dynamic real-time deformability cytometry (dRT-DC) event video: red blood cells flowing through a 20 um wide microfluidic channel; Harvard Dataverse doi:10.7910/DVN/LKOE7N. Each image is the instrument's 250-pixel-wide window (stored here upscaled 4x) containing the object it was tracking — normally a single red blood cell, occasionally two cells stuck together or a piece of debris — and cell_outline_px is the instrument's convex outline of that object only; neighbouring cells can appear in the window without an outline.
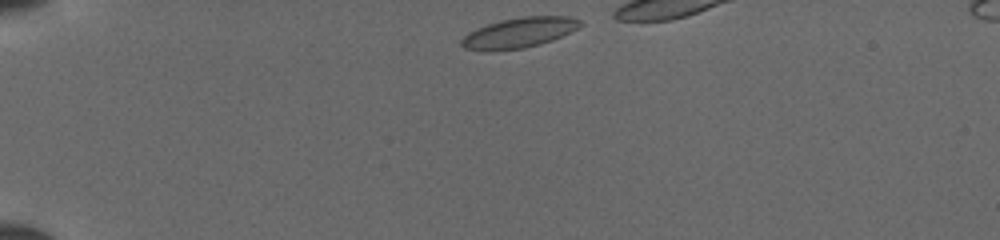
{"species": "common noctule bat (a hibernating species)", "species_latin": "Nyctalus noctula", "temperature_condition": "cold", "stored_images_in_passage": 13, "camera_frame_rate_fps": 3000, "um_per_image_px": 0.085, "animal": {"sex": "female", "body_mass_g": 19.5, "forearm_length_mm": 54.1}, "frame": {"image": 1, "passage_image": 1, "time_ms": 0.0, "image_size_px": [1000, 240], "cell_outline_px": [[584, 24], [580, 28], [552, 40], [540, 44], [524, 48], [488, 52], [484, 52], [464, 48], [460, 44], [460, 40], [468, 32], [476, 28], [500, 20], [524, 16], [568, 16], [580, 20]], "centroid_in_image_um": [44.11, 2.79], "position_along_channel_um": 40.9, "area_um2": 21.27}}
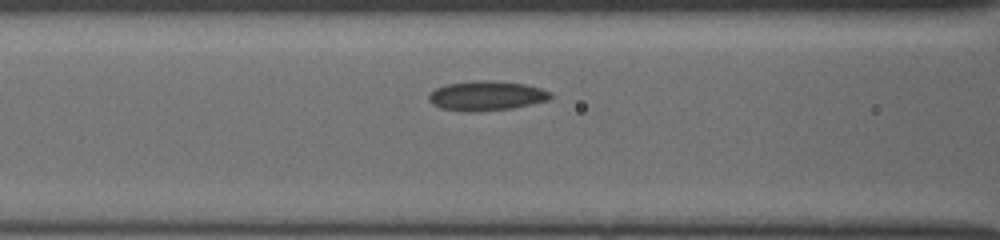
{"frame": {"image": 2, "passage_image": 11, "time_ms": 3.333, "image_size_px": [1000, 240], "cell_outline_px": [[552, 96], [548, 100], [532, 104], [512, 108], [480, 112], [464, 112], [440, 108], [432, 104], [428, 100], [428, 96], [436, 88], [444, 84], [472, 80], [496, 80], [524, 84], [540, 88], [552, 92]], "centroid_in_image_um": [41.33, 8.14], "position_along_channel_um": 125.3, "area_um2": 21.39}}